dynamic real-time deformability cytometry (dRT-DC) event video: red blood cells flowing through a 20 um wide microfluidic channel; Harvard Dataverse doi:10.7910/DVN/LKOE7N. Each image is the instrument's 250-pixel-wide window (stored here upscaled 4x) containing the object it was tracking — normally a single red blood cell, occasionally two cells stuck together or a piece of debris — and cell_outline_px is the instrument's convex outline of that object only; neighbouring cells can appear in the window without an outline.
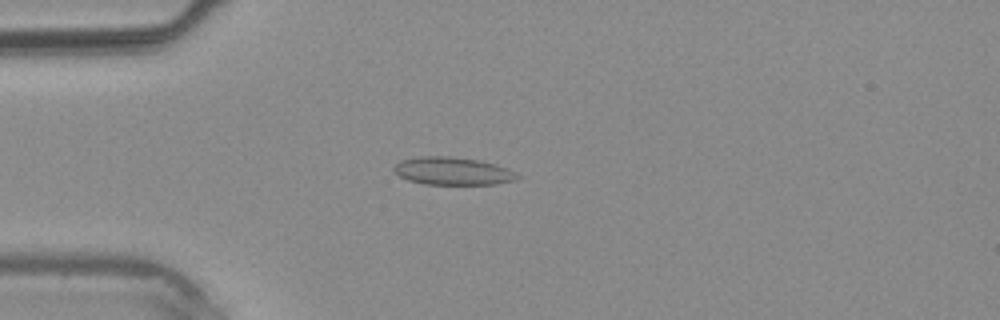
{"species": "common noctule bat (a hibernating species)", "species_latin": "Nyctalus noctula", "temperature_condition": "warm", "stored_images_in_passage": 39, "camera_frame_rate_fps": 3000, "um_per_image_px": 0.085, "animal": {"sex": "male", "body_mass_g": 20.4}, "frame": {"image": 1, "passage_image": 11, "time_ms": 3.333, "image_size_px": [1000, 320], "cell_outline_px": [[520, 176], [516, 180], [496, 184], [424, 184], [408, 180], [400, 176], [392, 168], [400, 160], [420, 156], [448, 156], [480, 160], [496, 164], [508, 168], [516, 172]], "centroid_in_image_um": [38.5, 14.53], "position_along_channel_um": 46.5, "area_um2": 20.06}}
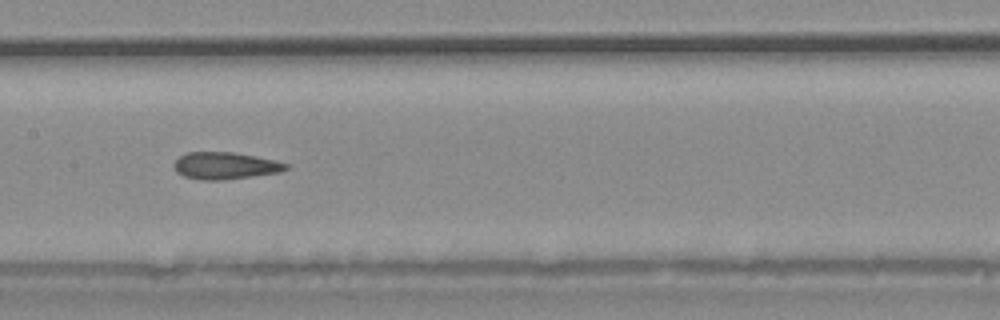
{"frame": {"image": 2, "passage_image": 20, "time_ms": 6.333, "image_size_px": [1000, 320], "cell_outline_px": [[292, 168], [280, 172], [220, 180], [200, 180], [184, 176], [176, 172], [172, 164], [180, 156], [188, 152], [236, 152], [276, 160], [292, 164]], "centroid_in_image_um": [19.19, 14.07], "position_along_channel_um": 188.2, "area_um2": 17.86}}
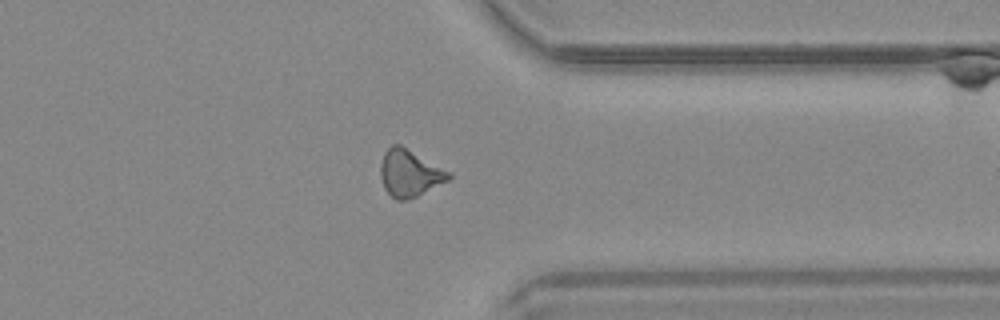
{"frame": {"image": 3, "passage_image": 31, "time_ms": 10.0, "image_size_px": [1000, 320], "cell_outline_px": [[452, 176], [448, 180], [408, 200], [396, 200], [384, 188], [380, 176], [380, 164], [384, 152], [392, 144], [400, 144], [452, 172]], "centroid_in_image_um": [34.81, 14.7], "position_along_channel_um": 376.6, "area_um2": 18.67}}